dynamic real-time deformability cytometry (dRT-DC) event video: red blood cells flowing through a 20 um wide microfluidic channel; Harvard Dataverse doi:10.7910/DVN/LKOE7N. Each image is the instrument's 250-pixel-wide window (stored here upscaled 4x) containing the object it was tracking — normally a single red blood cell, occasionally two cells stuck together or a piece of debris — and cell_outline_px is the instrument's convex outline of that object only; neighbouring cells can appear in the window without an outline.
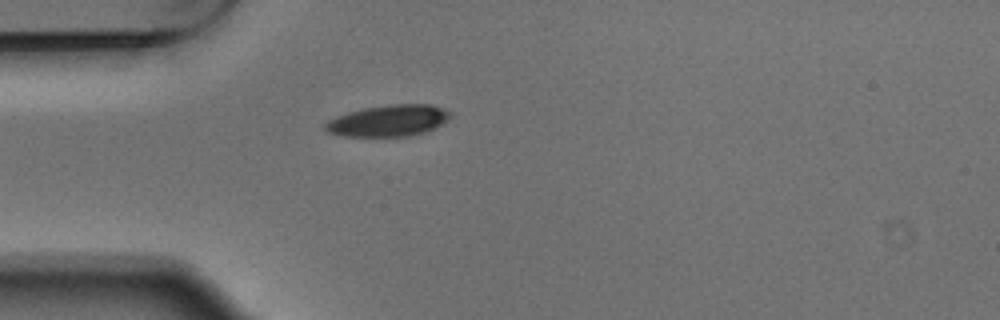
{"species": "Egyptian fruit bat (a non-hibernating species)", "species_latin": "Rousettus aegyptiacus", "temperature_condition": "warm", "stored_images_in_passage": 1, "camera_frame_rate_fps": 3000, "um_per_image_px": 0.085, "animal": {"sex": "male"}, "frame": {"image": 1, "passage_image": 1, "time_ms": 0.0, "image_size_px": [1000, 320], "cell_outline_px": [[452, 116], [448, 120], [424, 132], [408, 136], [344, 136], [328, 132], [324, 128], [324, 124], [328, 120], [336, 116], [348, 112], [364, 108], [392, 104], [432, 104], [452, 112]], "centroid_in_image_um": [33.02, 10.25], "position_along_channel_um": 52.0, "area_um2": 22.83}}